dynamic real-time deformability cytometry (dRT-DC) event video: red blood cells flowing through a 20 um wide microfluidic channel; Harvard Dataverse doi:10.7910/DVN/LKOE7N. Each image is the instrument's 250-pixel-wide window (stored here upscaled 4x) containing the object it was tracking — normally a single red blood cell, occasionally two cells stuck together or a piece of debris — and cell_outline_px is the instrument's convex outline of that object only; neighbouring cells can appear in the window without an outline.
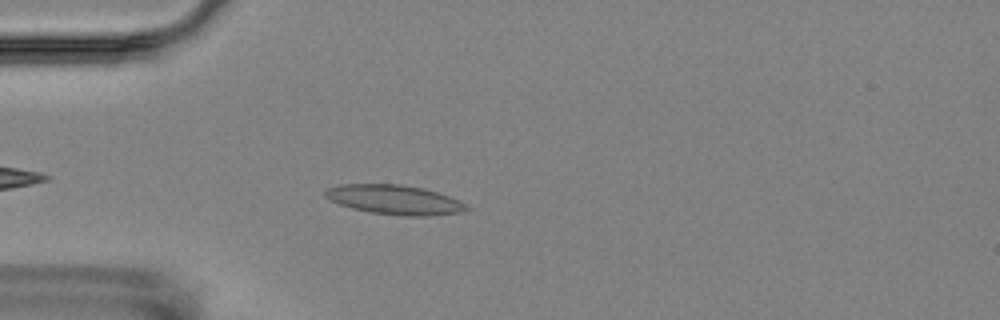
{"species": "Egyptian fruit bat (a non-hibernating species)", "species_latin": "Rousettus aegyptiacus", "temperature_condition": "room temperature", "stored_images_in_passage": 11, "camera_frame_rate_fps": 3000, "um_per_image_px": 0.085, "animal": {"sex": "female"}, "frame": {"image": 1, "passage_image": 5, "time_ms": 4.667, "image_size_px": [1000, 320], "cell_outline_px": [[472, 208], [460, 212], [428, 216], [404, 216], [372, 212], [352, 208], [328, 200], [324, 196], [324, 192], [328, 188], [340, 184], [400, 184], [424, 188], [460, 200], [468, 204]], "centroid_in_image_um": [33.55, 16.97], "position_along_channel_um": 51.4, "area_um2": 24.33}}
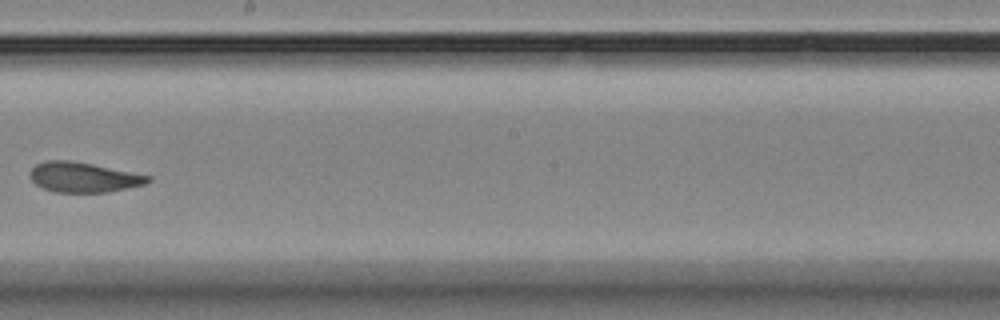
{"frame": {"image": 2, "passage_image": 10, "time_ms": 10.333, "image_size_px": [1000, 320], "cell_outline_px": [[152, 180], [144, 184], [128, 188], [108, 192], [56, 192], [44, 188], [36, 184], [32, 180], [32, 168], [36, 164], [48, 160], [68, 160], [92, 164], [152, 176]], "centroid_in_image_um": [7.14, 15.07], "position_along_channel_um": 241.1, "area_um2": 20.35}}
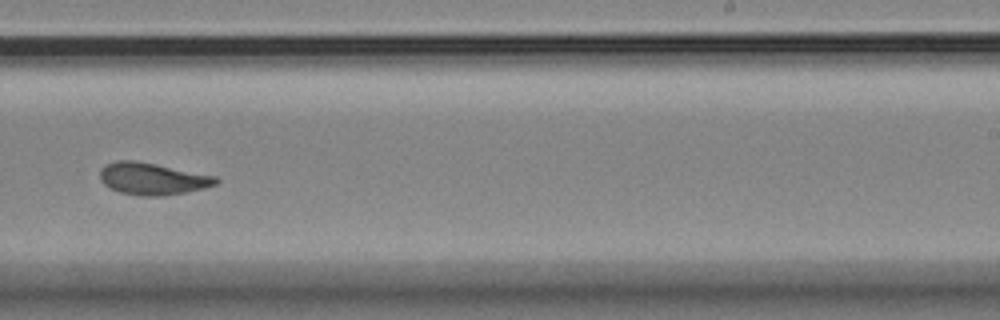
{"frame": {"image": 3, "passage_image": 11, "time_ms": 11.333, "image_size_px": [1000, 320], "cell_outline_px": [[220, 180], [216, 184], [204, 188], [164, 196], [140, 196], [120, 192], [104, 184], [100, 180], [100, 168], [116, 160], [136, 160], [216, 176]], "centroid_in_image_um": [12.95, 15.19], "position_along_channel_um": 276.0, "area_um2": 21.56}}